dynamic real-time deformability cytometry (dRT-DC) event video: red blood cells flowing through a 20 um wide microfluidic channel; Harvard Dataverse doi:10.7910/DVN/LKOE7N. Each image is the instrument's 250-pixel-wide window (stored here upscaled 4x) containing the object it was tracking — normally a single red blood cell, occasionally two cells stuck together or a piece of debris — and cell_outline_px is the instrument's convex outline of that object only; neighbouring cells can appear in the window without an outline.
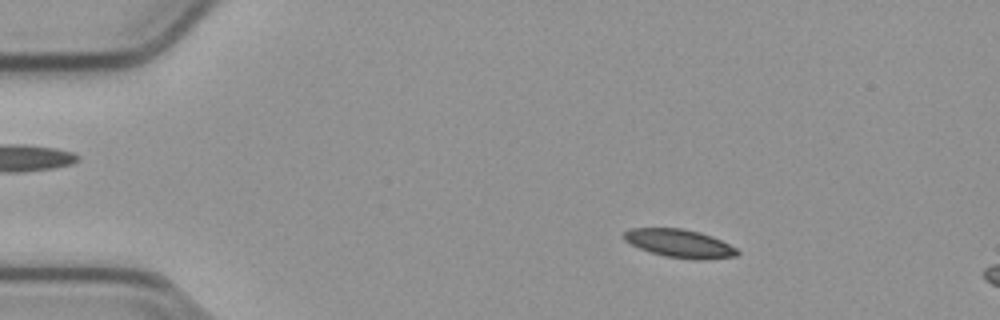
{"species": "common noctule bat (a hibernating species)", "species_latin": "Nyctalus noctula", "temperature_condition": "cold", "stored_images_in_passage": 9, "camera_frame_rate_fps": 3000, "um_per_image_px": 0.085, "animal": {"sex": "male", "body_mass_g": 23.1, "forearm_length_mm": 52.7}, "frame": {"image": 1, "passage_image": 3, "time_ms": 0.667, "image_size_px": [1000, 320], "cell_outline_px": [[740, 252], [736, 256], [704, 260], [692, 260], [664, 256], [640, 248], [624, 240], [624, 232], [628, 228], [680, 228], [700, 232], [712, 236], [736, 248]], "centroid_in_image_um": [57.77, 20.69], "position_along_channel_um": 27.2, "area_um2": 18.61}}